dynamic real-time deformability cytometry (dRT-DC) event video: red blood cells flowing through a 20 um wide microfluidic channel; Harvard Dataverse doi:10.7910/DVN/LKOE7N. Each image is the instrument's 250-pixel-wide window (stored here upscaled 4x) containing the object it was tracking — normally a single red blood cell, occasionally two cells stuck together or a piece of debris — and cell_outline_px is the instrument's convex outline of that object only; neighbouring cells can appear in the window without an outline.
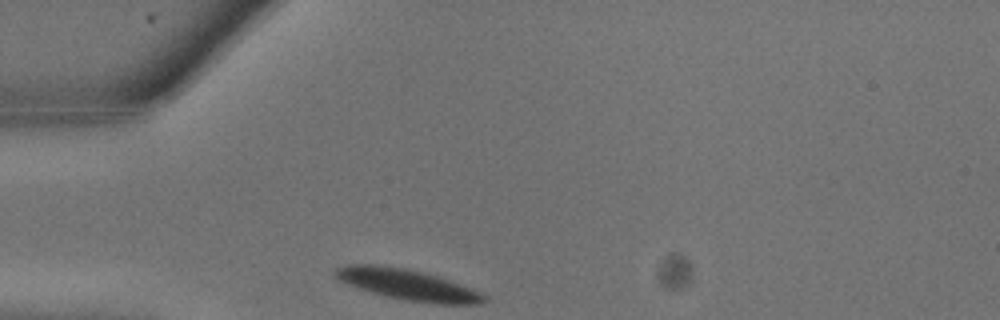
{"species": "common noctule bat (a hibernating species)", "species_latin": "Nyctalus noctula", "temperature_condition": "warm", "stored_images_in_passage": 11, "camera_frame_rate_fps": 3000, "um_per_image_px": 0.085, "animal": {"sex": "male", "body_mass_g": 13.3}, "frame": {"image": 1, "passage_image": 1, "time_ms": 0.0, "image_size_px": [1000, 320], "cell_outline_px": [[488, 300], [480, 304], [436, 304], [404, 300], [372, 292], [336, 280], [332, 272], [336, 268], [348, 264], [380, 264], [404, 268], [436, 276], [472, 288], [480, 292]], "centroid_in_image_um": [34.6, 24.19], "position_along_channel_um": 50.4, "area_um2": 26.59}}
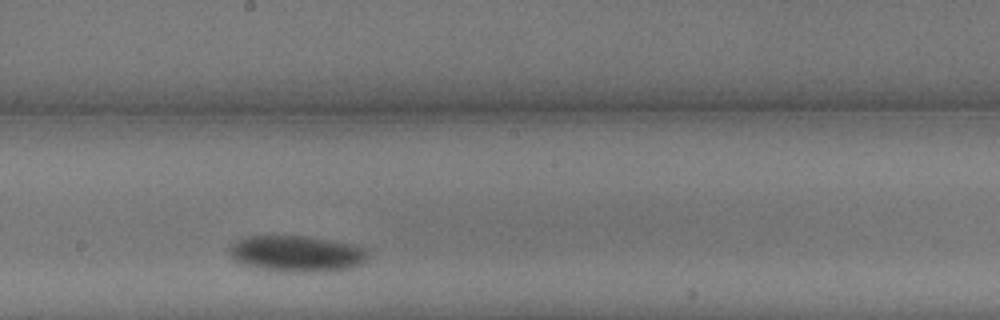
{"frame": {"image": 2, "passage_image": 8, "time_ms": 2.333, "image_size_px": [1000, 320], "cell_outline_px": [[368, 256], [360, 264], [352, 268], [324, 272], [276, 272], [244, 264], [236, 260], [232, 256], [228, 248], [232, 244], [248, 236], [304, 236], [332, 240], [352, 244], [364, 248], [368, 252]], "centroid_in_image_um": [25.25, 21.58], "position_along_channel_um": 222.9, "area_um2": 29.19}}
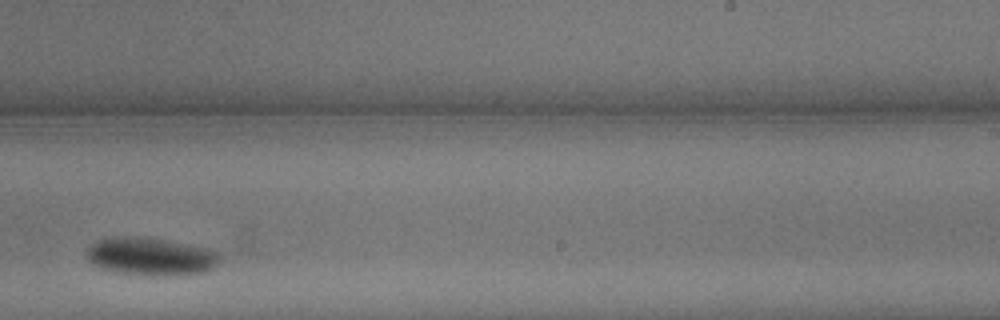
{"frame": {"image": 3, "passage_image": 10, "time_ms": 3.0, "image_size_px": [1000, 320], "cell_outline_px": [[220, 260], [212, 268], [204, 272], [120, 272], [104, 268], [92, 264], [84, 256], [84, 252], [96, 240], [108, 236], [140, 236], [164, 240], [208, 248], [220, 252]], "centroid_in_image_um": [12.73, 21.71], "position_along_channel_um": 276.3, "area_um2": 28.21}}